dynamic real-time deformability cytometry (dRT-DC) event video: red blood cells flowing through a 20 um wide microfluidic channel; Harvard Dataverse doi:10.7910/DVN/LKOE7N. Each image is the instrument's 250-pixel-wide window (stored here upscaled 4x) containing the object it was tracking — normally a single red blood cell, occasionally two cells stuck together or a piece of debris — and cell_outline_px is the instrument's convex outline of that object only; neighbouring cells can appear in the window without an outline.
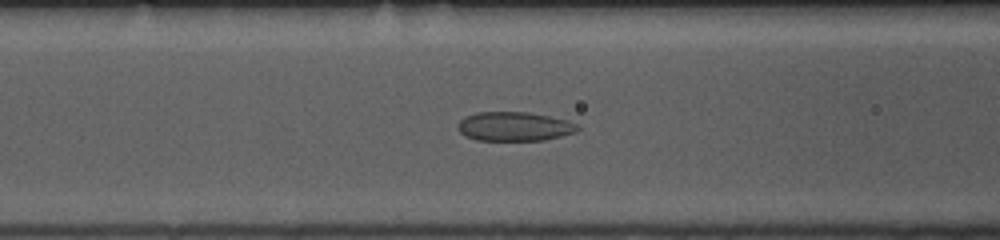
{"species": "common noctule bat (a hibernating species)", "species_latin": "Nyctalus noctula", "temperature_condition": "room temperature", "stored_images_in_passage": 46, "camera_frame_rate_fps": 3000, "um_per_image_px": 0.085, "animal": {"sex": "female", "body_mass_g": 10.0, "forearm_length_mm": 53.1}, "frame": {"image": 1, "passage_image": 20, "time_ms": 6.333, "image_size_px": [1000, 240], "cell_outline_px": [[580, 128], [576, 132], [544, 140], [476, 140], [464, 136], [456, 128], [456, 124], [464, 116], [476, 112], [528, 112], [568, 120], [576, 124]], "centroid_in_image_um": [43.67, 10.74], "position_along_channel_um": 122.9, "area_um2": 20.46}}
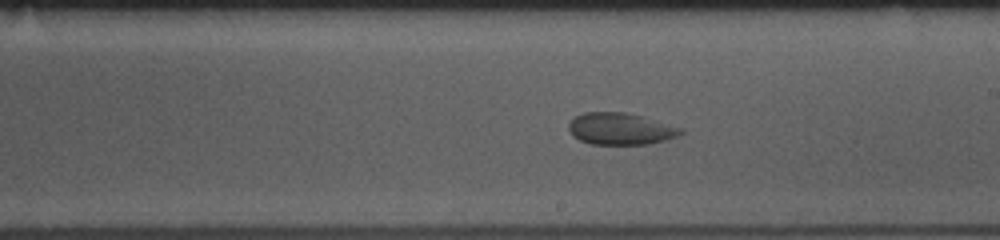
{"frame": {"image": 2, "passage_image": 29, "time_ms": 9.333, "image_size_px": [1000, 240], "cell_outline_px": [[684, 132], [676, 136], [664, 140], [648, 144], [588, 144], [572, 136], [568, 128], [568, 124], [576, 116], [584, 112], [624, 112], [640, 116], [684, 128]], "centroid_in_image_um": [52.72, 10.95], "position_along_channel_um": 236.3, "area_um2": 20.69}}
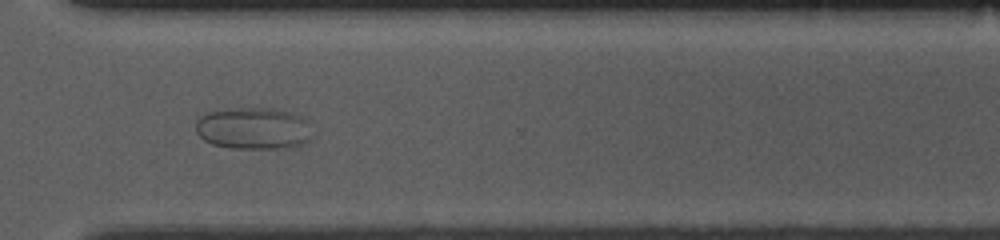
{"frame": {"image": 3, "passage_image": 38, "time_ms": 12.333, "image_size_px": [1000, 240], "cell_outline_px": [[312, 136], [304, 144], [276, 148], [232, 148], [212, 144], [204, 140], [196, 132], [196, 120], [200, 116], [208, 112], [240, 108], [268, 108], [288, 112], [300, 116], [308, 120]], "centroid_in_image_um": [21.54, 10.91], "position_along_channel_um": 349.1, "area_um2": 28.26}}